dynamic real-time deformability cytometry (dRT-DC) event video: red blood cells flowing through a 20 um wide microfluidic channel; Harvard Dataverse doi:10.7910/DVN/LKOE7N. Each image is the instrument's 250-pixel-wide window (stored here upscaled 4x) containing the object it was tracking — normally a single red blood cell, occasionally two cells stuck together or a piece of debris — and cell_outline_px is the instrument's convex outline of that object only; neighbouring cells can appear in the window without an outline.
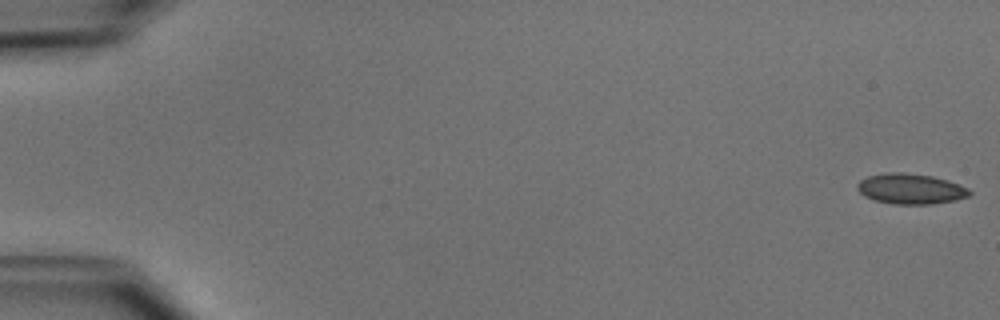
{"species": "common noctule bat (a hibernating species)", "species_latin": "Nyctalus noctula", "temperature_condition": "cold", "stored_images_in_passage": 51, "camera_frame_rate_fps": 3000, "um_per_image_px": 0.085, "animal": {"sex": "male", "body_mass_g": 15.6}, "frame": {"image": 1, "passage_image": 1, "time_ms": 0.0, "image_size_px": [1000, 320], "cell_outline_px": [[972, 192], [968, 196], [956, 200], [932, 204], [892, 204], [872, 200], [864, 196], [856, 188], [856, 184], [860, 180], [868, 176], [888, 172], [904, 172], [932, 176], [948, 180], [968, 188]], "centroid_in_image_um": [77.38, 16.05], "position_along_channel_um": 7.6, "area_um2": 20.06}}
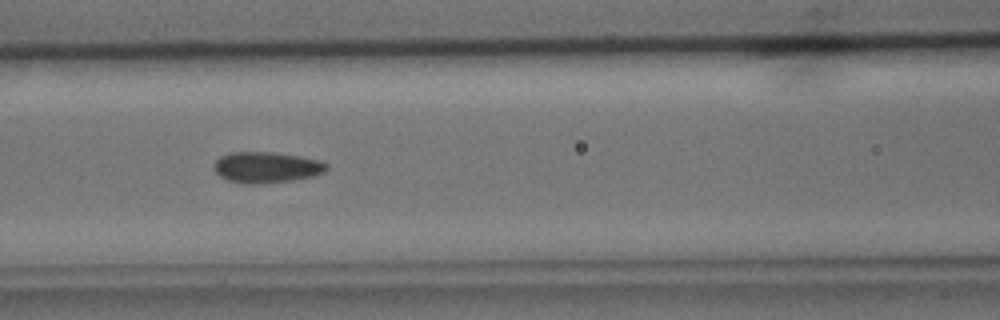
{"frame": {"image": 2, "passage_image": 23, "time_ms": 7.333, "image_size_px": [1000, 320], "cell_outline_px": [[328, 168], [324, 172], [312, 176], [292, 180], [256, 184], [244, 184], [228, 180], [220, 176], [212, 168], [212, 164], [220, 156], [228, 152], [272, 152], [300, 156], [320, 160], [328, 164]], "centroid_in_image_um": [22.61, 14.21], "position_along_channel_um": 144.0, "area_um2": 20.46}}
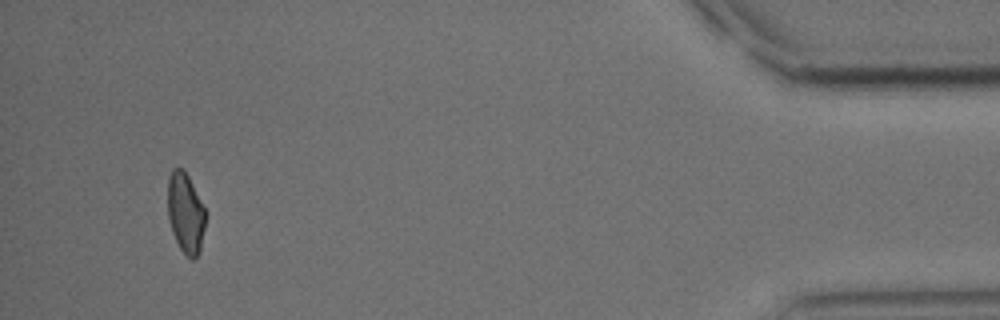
{"frame": {"image": 3, "passage_image": 49, "time_ms": 16.0, "image_size_px": [1000, 320], "cell_outline_px": [[208, 212], [200, 252], [192, 260], [180, 248], [172, 232], [168, 216], [168, 176], [172, 168], [184, 168]], "centroid_in_image_um": [15.8, 18.07], "position_along_channel_um": 419.4, "area_um2": 18.09}, "authors_computed_cell_mechanics": {"area_um2": 19.5942, "velocity_mm_per_s": 3.9459, "shape_relaxation_time_tau1_ms": 4.1569, "shape_relaxation_time_tau2_ms": 2.0736, "deformation_change_tau1": 0.0989, "deformation_change_tau2": 0.0752}}